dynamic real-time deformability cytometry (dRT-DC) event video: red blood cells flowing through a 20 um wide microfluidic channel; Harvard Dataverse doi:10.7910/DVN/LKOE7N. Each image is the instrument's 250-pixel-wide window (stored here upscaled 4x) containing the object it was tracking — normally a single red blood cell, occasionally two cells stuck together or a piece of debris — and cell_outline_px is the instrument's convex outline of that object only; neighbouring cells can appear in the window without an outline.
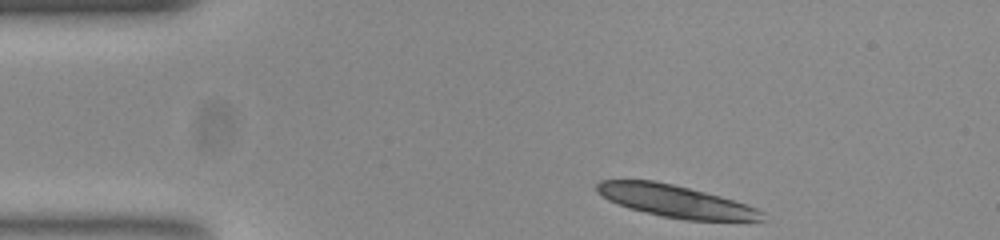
{"species": "common noctule bat (a hibernating species)", "species_latin": "Nyctalus noctula", "temperature_condition": "room temperature", "stored_images_in_passage": 46, "segment_of_instrument_passage": [1, 2], "camera_frame_rate_fps": 3000, "um_per_image_px": 0.085, "animal": {"sex": "female", "body_mass_g": 23.0, "forearm_length_mm": 53.4}, "frame": {"image": 1, "passage_image": 1, "time_ms": 0.0, "image_size_px": [1000, 240], "cell_outline_px": [[764, 220], [688, 220], [660, 216], [628, 208], [608, 200], [596, 192], [596, 184], [600, 180], [652, 180], [672, 184], [720, 196], [756, 208], [764, 212]], "centroid_in_image_um": [57.36, 17.1], "position_along_channel_um": 27.6, "area_um2": 30.63}}